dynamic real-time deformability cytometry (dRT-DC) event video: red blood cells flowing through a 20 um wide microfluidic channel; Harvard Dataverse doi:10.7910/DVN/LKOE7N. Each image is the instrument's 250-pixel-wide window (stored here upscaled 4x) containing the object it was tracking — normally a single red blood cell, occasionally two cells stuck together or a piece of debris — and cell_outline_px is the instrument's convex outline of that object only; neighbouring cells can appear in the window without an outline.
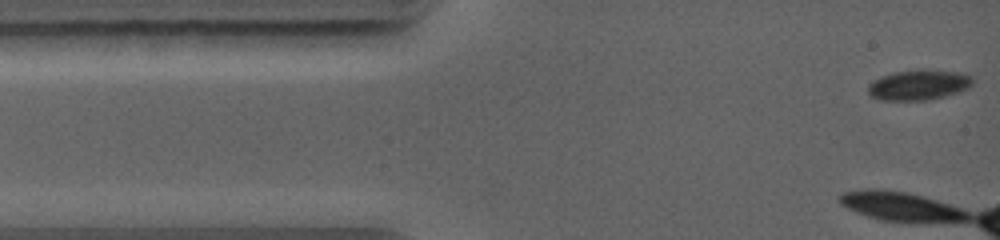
{"species": "common noctule bat (a hibernating species)", "species_latin": "Nyctalus noctula", "temperature_condition": "warm", "stored_images_in_passage": 3, "camera_frame_rate_fps": 5000, "um_per_image_px": 0.085, "animal": {"sex": "female", "body_mass_g": 19.0, "forearm_length_mm": 56.7}, "frame": {"image": 1, "passage_image": 1, "time_ms": 0.0, "image_size_px": [1000, 240], "cell_outline_px": [[972, 84], [968, 88], [960, 92], [928, 100], [880, 100], [872, 96], [868, 92], [868, 84], [872, 80], [880, 76], [892, 72], [920, 68], [924, 68], [960, 72], [972, 76]], "centroid_in_image_um": [78.08, 7.19], "position_along_channel_um": 6.9, "area_um2": 18.9}}